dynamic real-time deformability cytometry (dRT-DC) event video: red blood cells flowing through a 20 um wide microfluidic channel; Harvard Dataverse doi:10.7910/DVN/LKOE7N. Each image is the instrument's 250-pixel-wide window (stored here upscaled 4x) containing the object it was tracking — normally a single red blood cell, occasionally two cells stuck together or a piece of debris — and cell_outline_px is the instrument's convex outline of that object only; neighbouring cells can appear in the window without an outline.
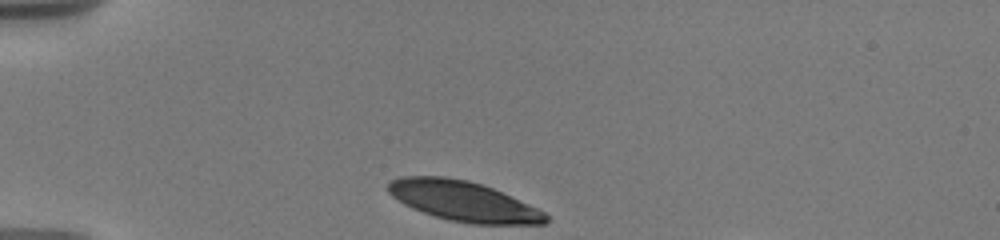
{"species": "human", "species_latin": "Homo sapiens", "temperature_condition": "warm", "stored_images_in_passage": 6, "camera_frame_rate_fps": 3000, "um_per_image_px": 0.085, "donor": {"sex": "male"}, "frame": {"image": 1, "passage_image": 1, "time_ms": 0.0, "image_size_px": [1000, 240], "cell_outline_px": [[548, 224], [472, 224], [452, 220], [436, 216], [412, 208], [404, 204], [392, 196], [388, 192], [388, 184], [392, 180], [400, 176], [444, 176], [468, 180], [484, 184], [528, 204], [544, 212], [548, 216]], "centroid_in_image_um": [39.39, 17.09], "position_along_channel_um": 45.6, "area_um2": 36.59}}
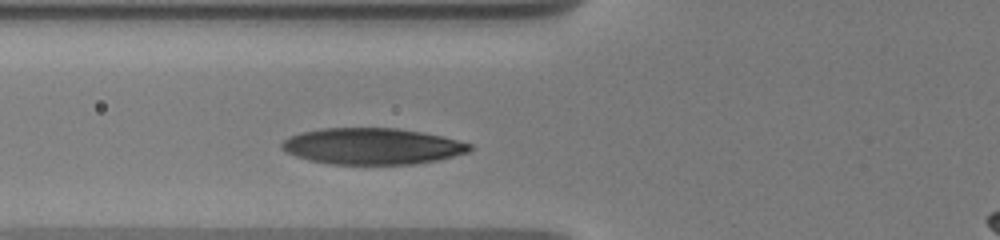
{"frame": {"image": 2, "passage_image": 6, "time_ms": 2.333, "image_size_px": [1000, 240], "cell_outline_px": [[472, 148], [468, 152], [436, 160], [416, 164], [328, 164], [308, 160], [296, 156], [280, 148], [280, 144], [284, 140], [300, 132], [320, 128], [396, 128], [420, 132], [440, 136], [472, 144]], "centroid_in_image_um": [31.6, 12.43], "position_along_channel_um": 94.2, "area_um2": 39.59}}